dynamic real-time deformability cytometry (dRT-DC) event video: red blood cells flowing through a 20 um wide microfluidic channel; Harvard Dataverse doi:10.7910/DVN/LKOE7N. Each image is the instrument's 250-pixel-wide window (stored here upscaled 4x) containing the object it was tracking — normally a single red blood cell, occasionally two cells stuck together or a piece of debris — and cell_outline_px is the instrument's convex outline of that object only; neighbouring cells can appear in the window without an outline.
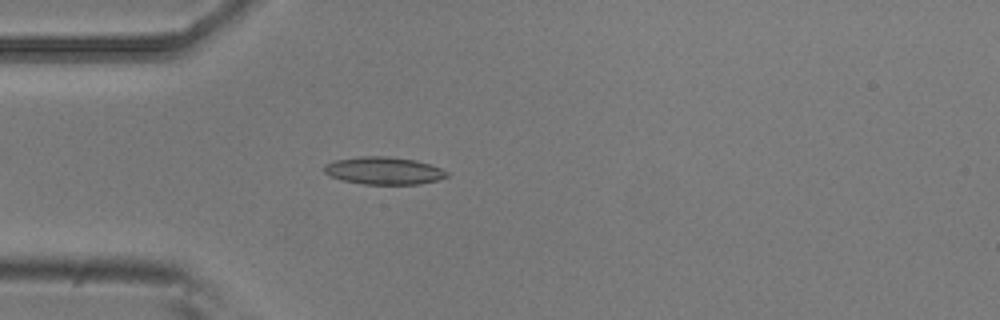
{"species": "common noctule bat (a hibernating species)", "species_latin": "Nyctalus noctula", "temperature_condition": "room temperature", "stored_images_in_passage": 5, "camera_frame_rate_fps": 3000, "um_per_image_px": 0.085, "animal": {"sex": "male", "body_mass_g": 20.5, "forearm_length_mm": 52.5}, "frame": {"image": 1, "passage_image": 5, "time_ms": 1.333, "image_size_px": [1000, 320], "cell_outline_px": [[448, 176], [436, 180], [420, 184], [364, 184], [344, 180], [328, 176], [324, 172], [324, 164], [336, 160], [360, 156], [384, 156], [416, 160], [440, 168], [448, 172]], "centroid_in_image_um": [32.59, 14.5], "position_along_channel_um": 52.4, "area_um2": 19.54}}